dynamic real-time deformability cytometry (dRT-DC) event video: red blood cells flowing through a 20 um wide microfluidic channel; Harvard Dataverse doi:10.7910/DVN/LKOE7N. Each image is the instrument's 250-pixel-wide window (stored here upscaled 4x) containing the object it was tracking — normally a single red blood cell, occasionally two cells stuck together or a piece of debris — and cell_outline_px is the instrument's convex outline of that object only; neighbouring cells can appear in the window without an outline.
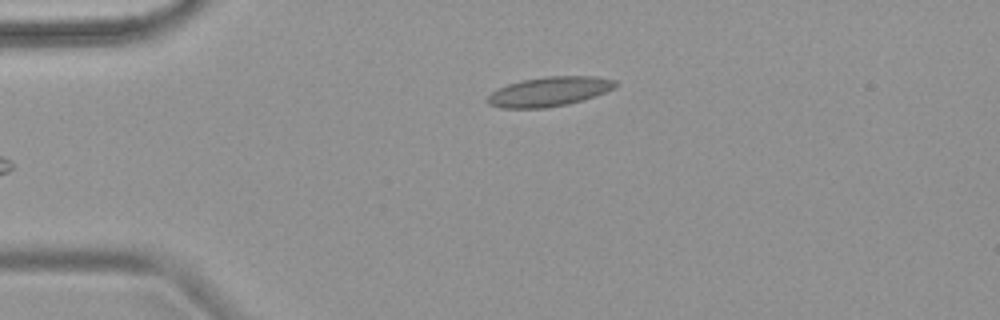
{"species": "common noctule bat (a hibernating species)", "species_latin": "Nyctalus noctula", "temperature_condition": "warm", "stored_images_in_passage": 6, "camera_frame_rate_fps": 3000, "um_per_image_px": 0.085, "animal": {"sex": "female", "body_mass_g": 18.4}, "frame": {"image": 1, "passage_image": 6, "time_ms": 5.667, "image_size_px": [1000, 320], "cell_outline_px": [[616, 84], [612, 88], [604, 92], [568, 104], [544, 108], [500, 108], [488, 104], [484, 100], [492, 92], [508, 84], [520, 80], [544, 76], [592, 76], [616, 80]], "centroid_in_image_um": [46.6, 7.78], "position_along_channel_um": 38.4, "area_um2": 21.79}}